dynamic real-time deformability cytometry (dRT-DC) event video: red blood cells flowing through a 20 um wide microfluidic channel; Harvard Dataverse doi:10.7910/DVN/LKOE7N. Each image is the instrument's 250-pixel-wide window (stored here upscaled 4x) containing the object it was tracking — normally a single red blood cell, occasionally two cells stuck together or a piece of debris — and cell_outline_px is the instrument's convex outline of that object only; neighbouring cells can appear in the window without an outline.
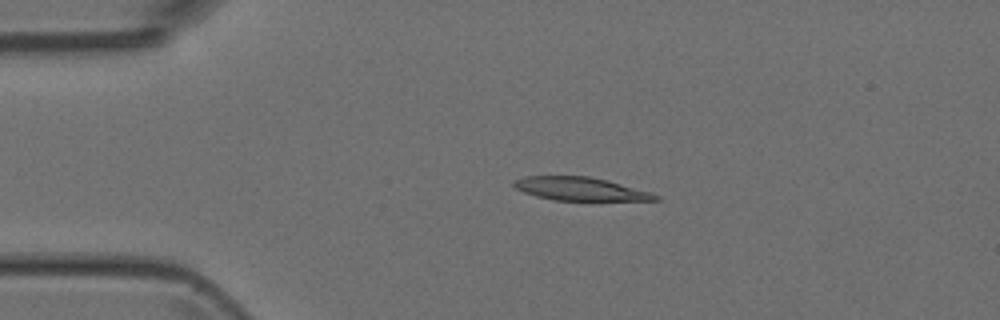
{"species": "Egyptian fruit bat (a non-hibernating species)", "species_latin": "Rousettus aegyptiacus", "temperature_condition": "room temperature", "stored_images_in_passage": 4, "camera_frame_rate_fps": 3000, "um_per_image_px": 0.085, "animal": {"sex": "female"}, "frame": {"image": 1, "passage_image": 3, "time_ms": 2.333, "image_size_px": [1000, 320], "cell_outline_px": [[660, 200], [556, 200], [536, 196], [524, 192], [516, 188], [512, 184], [512, 180], [524, 176], [588, 176], [608, 180], [652, 192], [660, 196]], "centroid_in_image_um": [49.32, 16.04], "position_along_channel_um": 35.7, "area_um2": 19.19}}